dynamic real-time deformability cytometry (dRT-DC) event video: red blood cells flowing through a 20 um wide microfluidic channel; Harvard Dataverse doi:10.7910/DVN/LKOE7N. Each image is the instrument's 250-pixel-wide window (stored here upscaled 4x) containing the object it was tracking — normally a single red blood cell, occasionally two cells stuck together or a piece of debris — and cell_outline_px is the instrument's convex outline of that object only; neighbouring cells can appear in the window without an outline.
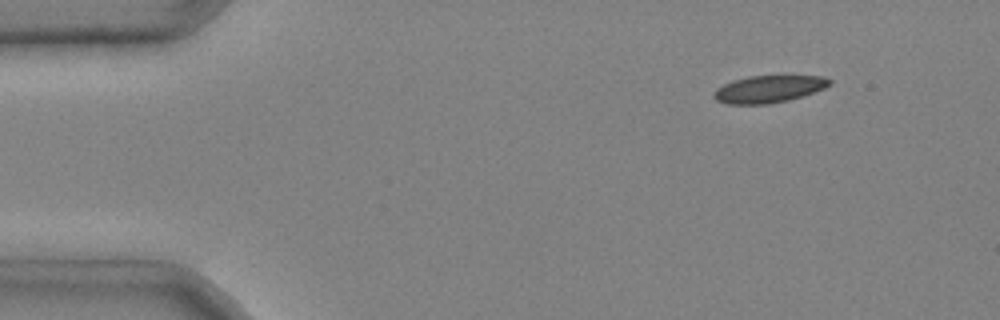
{"species": "common noctule bat (a hibernating species)", "species_latin": "Nyctalus noctula", "temperature_condition": "cold", "stored_images_in_passage": 4, "camera_frame_rate_fps": 3000, "um_per_image_px": 0.085, "animal": {"sex": "male", "body_mass_g": 20.4}, "frame": {"image": 1, "passage_image": 1, "time_ms": 0.0, "image_size_px": [1000, 320], "cell_outline_px": [[832, 84], [824, 88], [788, 100], [768, 104], [728, 104], [716, 100], [712, 96], [712, 92], [716, 88], [724, 84], [748, 76], [792, 72], [824, 76], [832, 80]], "centroid_in_image_um": [65.41, 7.5], "position_along_channel_um": 19.6, "area_um2": 19.31}}